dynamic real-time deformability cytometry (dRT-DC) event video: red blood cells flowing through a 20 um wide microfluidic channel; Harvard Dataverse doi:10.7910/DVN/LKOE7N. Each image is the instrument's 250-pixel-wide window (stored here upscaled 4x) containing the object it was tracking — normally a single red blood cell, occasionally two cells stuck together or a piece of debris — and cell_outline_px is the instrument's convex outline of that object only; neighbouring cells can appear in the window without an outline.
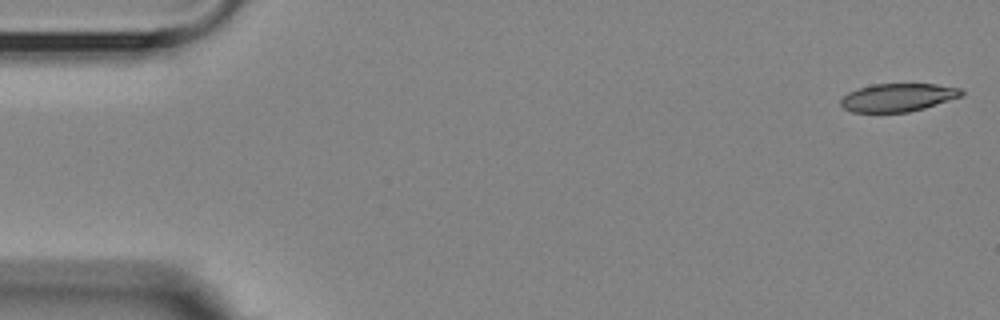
{"species": "Egyptian fruit bat (a non-hibernating species)", "species_latin": "Rousettus aegyptiacus", "temperature_condition": "room temperature", "stored_images_in_passage": 4, "camera_frame_rate_fps": 3000, "um_per_image_px": 0.085, "animal": {"sex": "female"}, "frame": {"image": 1, "passage_image": 1, "time_ms": 0.0, "image_size_px": [1000, 320], "cell_outline_px": [[964, 96], [924, 108], [908, 112], [852, 112], [844, 108], [840, 104], [840, 100], [848, 92], [872, 84], [936, 84], [960, 88], [964, 92]], "centroid_in_image_um": [76.35, 8.28], "position_along_channel_um": 8.7, "area_um2": 19.77}}